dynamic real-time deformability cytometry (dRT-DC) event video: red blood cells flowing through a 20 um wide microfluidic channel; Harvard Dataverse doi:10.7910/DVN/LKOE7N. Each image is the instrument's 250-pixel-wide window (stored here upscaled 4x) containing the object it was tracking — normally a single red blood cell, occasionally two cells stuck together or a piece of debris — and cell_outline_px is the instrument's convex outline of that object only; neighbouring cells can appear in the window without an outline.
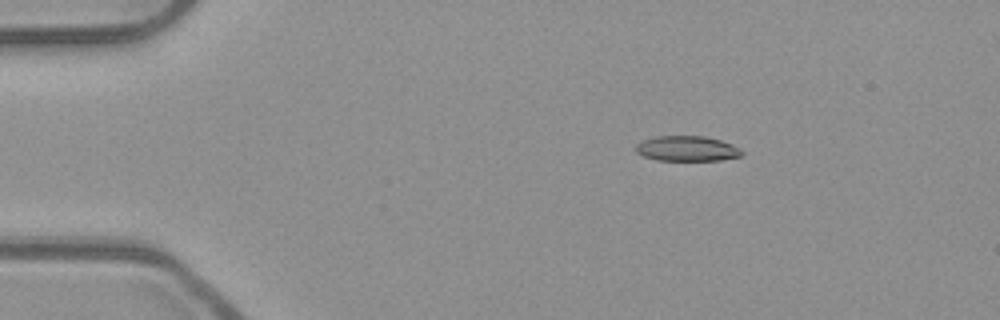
{"species": "common noctule bat (a hibernating species)", "species_latin": "Nyctalus noctula", "temperature_condition": "room temperature", "stored_images_in_passage": 52, "camera_frame_rate_fps": 3000, "um_per_image_px": 0.085, "animal": {"sex": "male", "body_mass_g": 23.1, "forearm_length_mm": 52.7}, "frame": {"image": 1, "passage_image": 9, "time_ms": 2.667, "image_size_px": [1000, 320], "cell_outline_px": [[744, 152], [740, 156], [720, 160], [656, 160], [644, 156], [636, 152], [636, 144], [644, 140], [656, 136], [704, 136], [720, 140], [732, 144], [740, 148]], "centroid_in_image_um": [58.41, 12.63], "position_along_channel_um": 26.6, "area_um2": 15.49}}
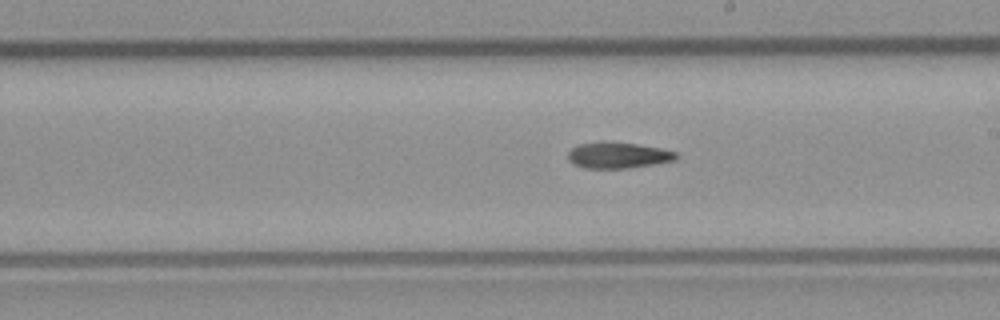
{"frame": {"image": 2, "passage_image": 30, "time_ms": 9.667, "image_size_px": [1000, 320], "cell_outline_px": [[680, 156], [676, 160], [628, 168], [584, 168], [572, 164], [568, 160], [568, 152], [572, 148], [580, 144], [600, 140], [608, 140], [636, 144], [660, 148], [676, 152]], "centroid_in_image_um": [52.5, 13.18], "position_along_channel_um": 236.5, "area_um2": 16.7}}
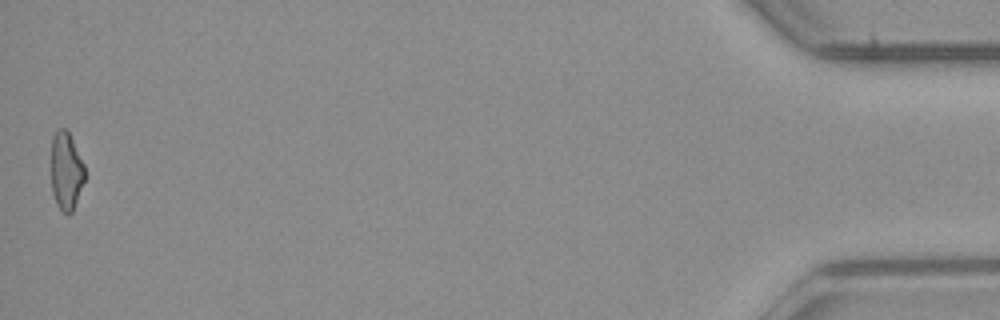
{"frame": {"image": 3, "passage_image": 52, "time_ms": 17.0, "image_size_px": [1000, 320], "cell_outline_px": [[84, 180], [72, 212], [68, 216], [56, 204], [52, 192], [52, 136], [60, 128], [68, 128], [84, 164]], "centroid_in_image_um": [5.62, 14.51], "position_along_channel_um": 429.6, "area_um2": 15.2}, "authors_computed_cell_mechanics": {"area_um2": 16.2418, "velocity_mm_per_s": 3.9813, "shape_relaxation_time_tau1_ms": 7.5578, "shape_relaxation_time_tau2_ms": null, "deformation_change_tau1": 0.22, "deformation_change_tau2": null}}